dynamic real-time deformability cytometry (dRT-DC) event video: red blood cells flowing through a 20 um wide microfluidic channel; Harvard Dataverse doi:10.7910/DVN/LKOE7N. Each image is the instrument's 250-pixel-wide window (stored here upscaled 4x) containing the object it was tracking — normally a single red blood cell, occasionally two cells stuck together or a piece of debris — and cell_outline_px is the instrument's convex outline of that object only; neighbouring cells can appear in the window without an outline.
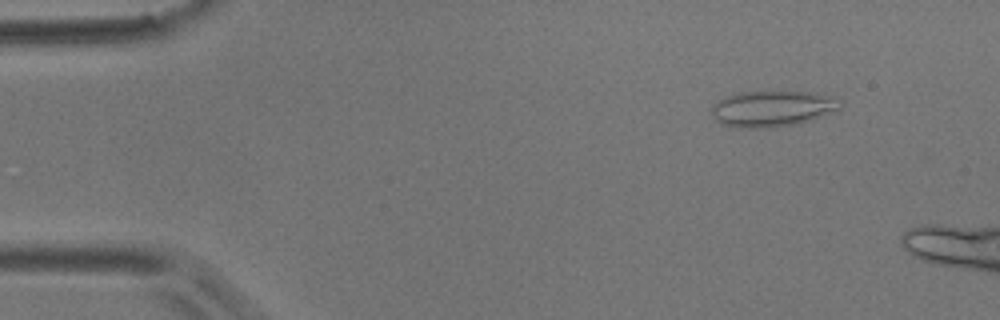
{"species": "common noctule bat (a hibernating species)", "species_latin": "Nyctalus noctula", "temperature_condition": "room temperature", "stored_images_in_passage": 10, "camera_frame_rate_fps": 3000, "um_per_image_px": 0.085, "animal": {"sex": "male", "body_mass_g": 17.9}, "frame": {"image": 1, "passage_image": 4, "time_ms": 1.0, "image_size_px": [1000, 320], "cell_outline_px": [[840, 112], [800, 124], [768, 128], [736, 128], [720, 124], [712, 116], [712, 104], [724, 96], [736, 92], [808, 92], [832, 96], [840, 100]], "centroid_in_image_um": [65.67, 9.26], "position_along_channel_um": 19.3, "area_um2": 27.69}}